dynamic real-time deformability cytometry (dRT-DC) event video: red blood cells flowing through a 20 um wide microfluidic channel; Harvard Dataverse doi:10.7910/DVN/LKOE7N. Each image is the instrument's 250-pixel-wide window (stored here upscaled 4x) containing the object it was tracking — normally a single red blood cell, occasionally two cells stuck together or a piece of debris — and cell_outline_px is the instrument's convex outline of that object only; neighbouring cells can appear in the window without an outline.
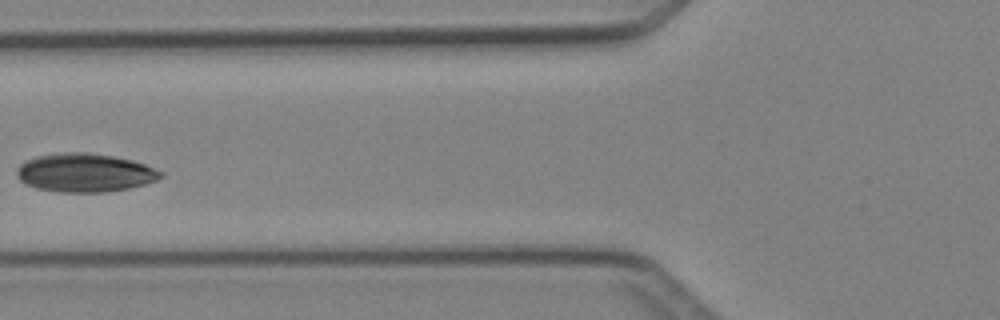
{"species": "Egyptian fruit bat (a non-hibernating species)", "species_latin": "Rousettus aegyptiacus", "temperature_condition": "cold", "stored_images_in_passage": 4, "camera_frame_rate_fps": 3000, "um_per_image_px": 0.085, "animal": {"sex": "female"}, "frame": {"image": 1, "passage_image": 4, "time_ms": 3.667, "image_size_px": [1000, 320], "cell_outline_px": [[164, 176], [156, 180], [144, 184], [128, 188], [104, 192], [60, 192], [36, 188], [24, 184], [16, 176], [16, 168], [24, 160], [36, 156], [60, 152], [88, 152], [112, 156], [132, 160], [144, 164], [164, 172]], "centroid_in_image_um": [7.17, 14.67], "position_along_channel_um": 118.6, "area_um2": 32.54}}